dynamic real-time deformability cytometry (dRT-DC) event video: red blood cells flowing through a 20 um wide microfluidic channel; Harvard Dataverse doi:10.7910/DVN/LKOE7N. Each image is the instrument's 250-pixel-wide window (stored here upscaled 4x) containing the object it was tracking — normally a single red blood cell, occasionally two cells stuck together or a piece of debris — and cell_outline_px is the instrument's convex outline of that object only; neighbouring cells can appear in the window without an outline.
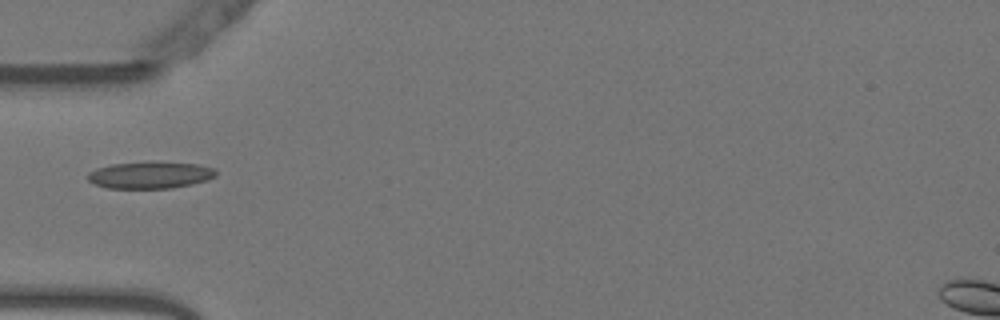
{"species": "Egyptian fruit bat (a non-hibernating species)", "species_latin": "Rousettus aegyptiacus", "temperature_condition": "warm", "stored_images_in_passage": 37, "camera_frame_rate_fps": 3000, "um_per_image_px": 0.085, "animal": {"sex": "female"}, "frame": {"image": 1, "passage_image": 1, "time_ms": 0.0, "image_size_px": [1000, 320], "cell_outline_px": [[216, 176], [208, 180], [192, 184], [172, 188], [108, 188], [92, 184], [84, 176], [88, 172], [96, 168], [112, 164], [196, 164], [216, 168]], "centroid_in_image_um": [12.72, 14.92], "position_along_channel_um": 72.3, "area_um2": 19.48}}
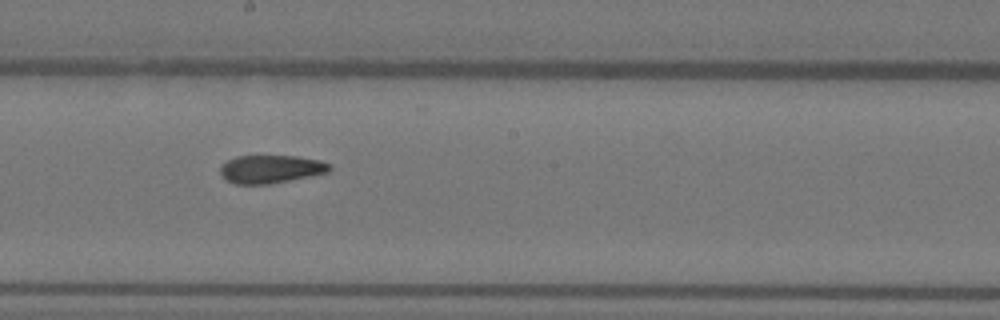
{"frame": {"image": 2, "passage_image": 13, "time_ms": 4.0, "image_size_px": [1000, 320], "cell_outline_px": [[332, 168], [328, 172], [268, 184], [236, 184], [224, 180], [220, 172], [220, 164], [236, 156], [296, 156], [320, 160], [328, 164]], "centroid_in_image_um": [22.96, 14.37], "position_along_channel_um": 225.2, "area_um2": 17.8}}
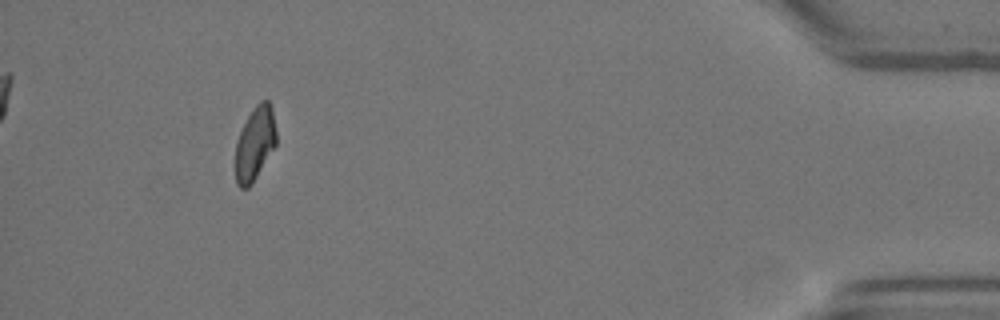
{"frame": {"image": 3, "passage_image": 33, "time_ms": 10.667, "image_size_px": [1000, 320], "cell_outline_px": [[276, 144], [252, 184], [248, 188], [240, 188], [236, 184], [236, 140], [252, 108], [260, 100], [268, 100], [272, 108], [276, 128]], "centroid_in_image_um": [21.67, 12.19], "position_along_channel_um": 413.5, "area_um2": 17.51}}